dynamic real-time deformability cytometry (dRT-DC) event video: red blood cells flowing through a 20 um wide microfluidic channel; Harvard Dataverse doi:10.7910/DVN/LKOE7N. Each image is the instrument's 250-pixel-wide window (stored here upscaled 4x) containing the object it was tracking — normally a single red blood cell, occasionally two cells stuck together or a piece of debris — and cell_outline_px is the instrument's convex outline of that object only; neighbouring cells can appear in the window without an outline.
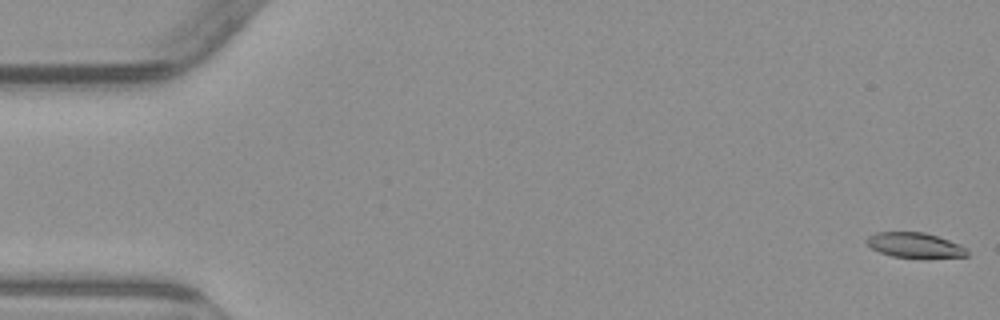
{"species": "common noctule bat (a hibernating species)", "species_latin": "Nyctalus noctula", "temperature_condition": "warm", "stored_images_in_passage": 5, "camera_frame_rate_fps": 3000, "um_per_image_px": 0.085, "animal": {"sex": "male", "body_mass_g": 23.1, "forearm_length_mm": 52.7}, "frame": {"image": 1, "passage_image": 1, "time_ms": 0.0, "image_size_px": [1000, 320], "cell_outline_px": [[968, 256], [892, 256], [880, 252], [872, 248], [864, 240], [868, 236], [876, 232], [924, 232], [960, 244], [968, 248]], "centroid_in_image_um": [77.73, 20.8], "position_along_channel_um": 7.3, "area_um2": 14.16}}
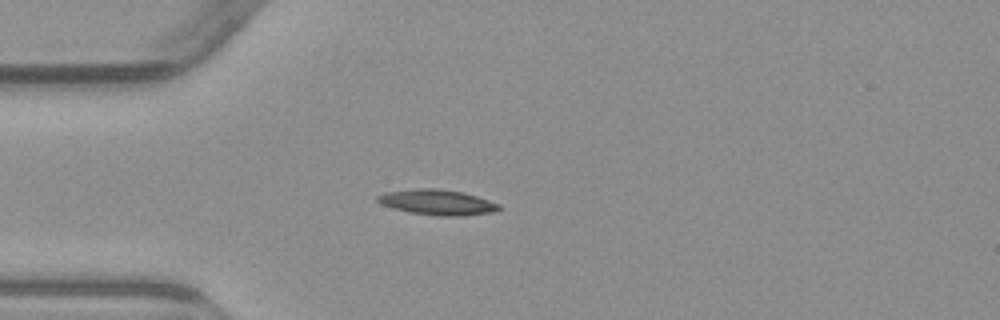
{"frame": {"image": 2, "passage_image": 5, "time_ms": 4.667, "image_size_px": [1000, 320], "cell_outline_px": [[504, 208], [496, 212], [464, 216], [436, 216], [408, 212], [392, 208], [380, 204], [376, 200], [376, 196], [384, 192], [416, 188], [436, 188], [464, 192], [500, 204]], "centroid_in_image_um": [37.18, 17.2], "position_along_channel_um": 47.8, "area_um2": 18.38}}